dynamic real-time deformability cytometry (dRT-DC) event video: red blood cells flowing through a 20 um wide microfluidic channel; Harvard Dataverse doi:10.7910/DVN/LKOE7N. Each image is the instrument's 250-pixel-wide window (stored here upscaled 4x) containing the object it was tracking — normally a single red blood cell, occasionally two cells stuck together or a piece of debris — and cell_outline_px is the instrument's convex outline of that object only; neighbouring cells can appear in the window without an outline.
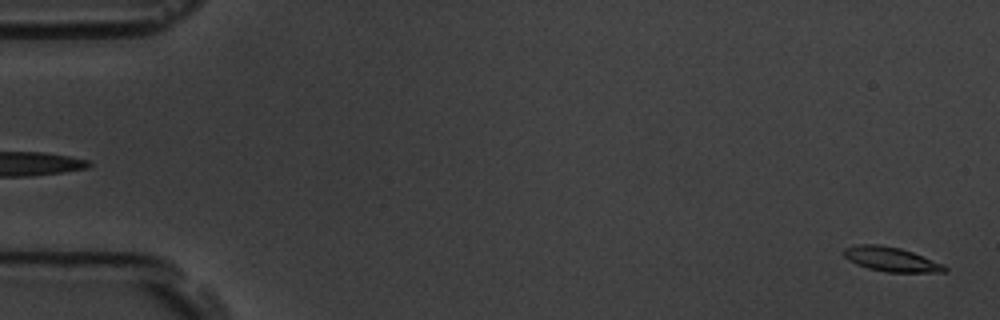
{"species": "common noctule bat (a hibernating species)", "species_latin": "Nyctalus noctula", "temperature_condition": "room temperature", "stored_images_in_passage": 58, "camera_frame_rate_fps": 3000, "um_per_image_px": 0.085, "animal": {"sex": "male", "body_mass_g": 19.5, "forearm_length_mm": 54.6}, "frame": {"image": 1, "passage_image": 1, "time_ms": 0.0, "image_size_px": [1000, 320], "cell_outline_px": [[948, 272], [888, 272], [868, 268], [856, 264], [848, 260], [844, 256], [844, 248], [856, 244], [880, 244], [900, 248], [912, 252], [944, 264], [948, 268]], "centroid_in_image_um": [75.75, 22.03], "position_along_channel_um": 9.2, "area_um2": 14.39}}
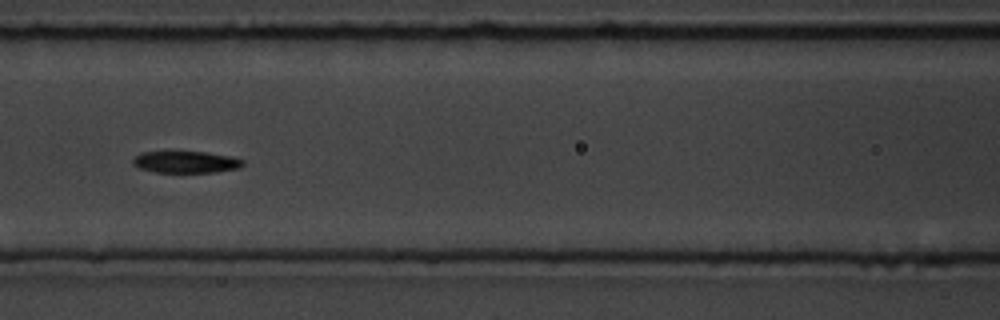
{"frame": {"image": 2, "passage_image": 25, "time_ms": 8.0, "image_size_px": [1000, 320], "cell_outline_px": [[244, 164], [240, 168], [216, 172], [156, 172], [140, 168], [132, 164], [132, 160], [140, 152], [204, 152], [228, 156], [244, 160]], "centroid_in_image_um": [15.8, 13.78], "position_along_channel_um": 150.8, "area_um2": 13.81}}
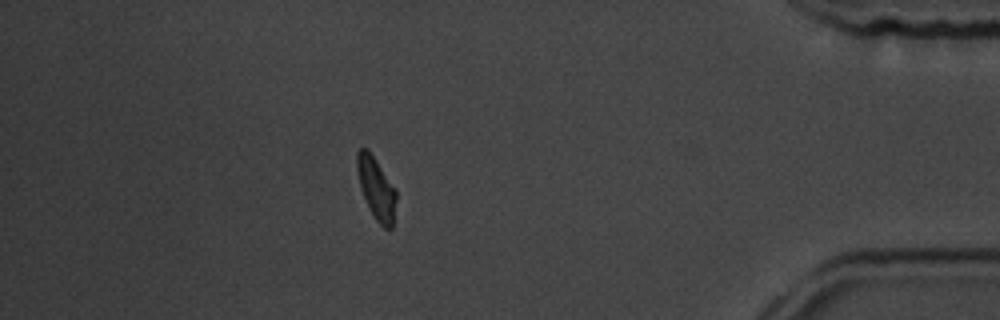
{"frame": {"image": 3, "passage_image": 50, "time_ms": 16.333, "image_size_px": [1000, 320], "cell_outline_px": [[396, 200], [392, 228], [384, 228], [372, 216], [368, 208], [360, 188], [356, 172], [356, 152], [360, 148], [368, 148], [396, 188]], "centroid_in_image_um": [31.96, 15.98], "position_along_channel_um": 403.2, "area_um2": 14.51}, "authors_computed_cell_mechanics": {"area_um2": 14.3922, "velocity_mm_per_s": 3.5651, "shape_relaxation_time_tau1_ms": 2.4594, "shape_relaxation_time_tau2_ms": null, "deformation_change_tau1": 0.1232, "deformation_change_tau2": null}}